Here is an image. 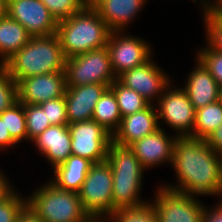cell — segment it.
Segmentation results:
<instances>
[{"label": "cell", "mask_w": 222, "mask_h": 222, "mask_svg": "<svg viewBox=\"0 0 222 222\" xmlns=\"http://www.w3.org/2000/svg\"><path fill=\"white\" fill-rule=\"evenodd\" d=\"M172 167L178 183L162 186L194 197L218 194L221 156L203 139L178 137L174 144Z\"/></svg>", "instance_id": "cell-1"}, {"label": "cell", "mask_w": 222, "mask_h": 222, "mask_svg": "<svg viewBox=\"0 0 222 222\" xmlns=\"http://www.w3.org/2000/svg\"><path fill=\"white\" fill-rule=\"evenodd\" d=\"M110 32L93 6H83L67 19L59 21L56 33L67 59L105 47Z\"/></svg>", "instance_id": "cell-2"}, {"label": "cell", "mask_w": 222, "mask_h": 222, "mask_svg": "<svg viewBox=\"0 0 222 222\" xmlns=\"http://www.w3.org/2000/svg\"><path fill=\"white\" fill-rule=\"evenodd\" d=\"M65 61L57 33L31 37L3 66L17 83L40 74L65 71Z\"/></svg>", "instance_id": "cell-3"}, {"label": "cell", "mask_w": 222, "mask_h": 222, "mask_svg": "<svg viewBox=\"0 0 222 222\" xmlns=\"http://www.w3.org/2000/svg\"><path fill=\"white\" fill-rule=\"evenodd\" d=\"M106 161L110 164L113 175V212L119 208L146 204V200H142L139 195L145 169L133 150L129 146L111 142Z\"/></svg>", "instance_id": "cell-4"}, {"label": "cell", "mask_w": 222, "mask_h": 222, "mask_svg": "<svg viewBox=\"0 0 222 222\" xmlns=\"http://www.w3.org/2000/svg\"><path fill=\"white\" fill-rule=\"evenodd\" d=\"M28 197L27 207L44 222H88L90 219L78 192L60 189L51 181Z\"/></svg>", "instance_id": "cell-5"}, {"label": "cell", "mask_w": 222, "mask_h": 222, "mask_svg": "<svg viewBox=\"0 0 222 222\" xmlns=\"http://www.w3.org/2000/svg\"><path fill=\"white\" fill-rule=\"evenodd\" d=\"M64 72L66 87L95 83L110 86L117 79L106 46L67 58Z\"/></svg>", "instance_id": "cell-6"}, {"label": "cell", "mask_w": 222, "mask_h": 222, "mask_svg": "<svg viewBox=\"0 0 222 222\" xmlns=\"http://www.w3.org/2000/svg\"><path fill=\"white\" fill-rule=\"evenodd\" d=\"M113 175L107 161L94 163L78 192L81 205L90 218L109 217L113 213Z\"/></svg>", "instance_id": "cell-7"}, {"label": "cell", "mask_w": 222, "mask_h": 222, "mask_svg": "<svg viewBox=\"0 0 222 222\" xmlns=\"http://www.w3.org/2000/svg\"><path fill=\"white\" fill-rule=\"evenodd\" d=\"M157 101L158 120L162 119L173 128L177 137L193 138L196 109L185 91L180 87L172 89L170 84Z\"/></svg>", "instance_id": "cell-8"}, {"label": "cell", "mask_w": 222, "mask_h": 222, "mask_svg": "<svg viewBox=\"0 0 222 222\" xmlns=\"http://www.w3.org/2000/svg\"><path fill=\"white\" fill-rule=\"evenodd\" d=\"M152 205L159 222H203L205 206L196 197L159 186ZM196 198V199H195Z\"/></svg>", "instance_id": "cell-9"}, {"label": "cell", "mask_w": 222, "mask_h": 222, "mask_svg": "<svg viewBox=\"0 0 222 222\" xmlns=\"http://www.w3.org/2000/svg\"><path fill=\"white\" fill-rule=\"evenodd\" d=\"M71 136L72 155L80 156L93 163L107 160L112 134L95 120L68 124Z\"/></svg>", "instance_id": "cell-10"}, {"label": "cell", "mask_w": 222, "mask_h": 222, "mask_svg": "<svg viewBox=\"0 0 222 222\" xmlns=\"http://www.w3.org/2000/svg\"><path fill=\"white\" fill-rule=\"evenodd\" d=\"M124 35L122 31H111L107 49L110 55L111 66L118 77L126 70L140 66L152 58L150 43L143 38Z\"/></svg>", "instance_id": "cell-11"}, {"label": "cell", "mask_w": 222, "mask_h": 222, "mask_svg": "<svg viewBox=\"0 0 222 222\" xmlns=\"http://www.w3.org/2000/svg\"><path fill=\"white\" fill-rule=\"evenodd\" d=\"M7 15L25 27L31 37L57 32V20L41 0H7Z\"/></svg>", "instance_id": "cell-12"}, {"label": "cell", "mask_w": 222, "mask_h": 222, "mask_svg": "<svg viewBox=\"0 0 222 222\" xmlns=\"http://www.w3.org/2000/svg\"><path fill=\"white\" fill-rule=\"evenodd\" d=\"M152 60L150 58L144 64L126 70L117 77L123 85L136 91L150 104L153 103V99L159 100L165 89L172 83L167 73Z\"/></svg>", "instance_id": "cell-13"}, {"label": "cell", "mask_w": 222, "mask_h": 222, "mask_svg": "<svg viewBox=\"0 0 222 222\" xmlns=\"http://www.w3.org/2000/svg\"><path fill=\"white\" fill-rule=\"evenodd\" d=\"M65 89V72L34 75L17 82L18 101L23 104L38 105L62 97Z\"/></svg>", "instance_id": "cell-14"}, {"label": "cell", "mask_w": 222, "mask_h": 222, "mask_svg": "<svg viewBox=\"0 0 222 222\" xmlns=\"http://www.w3.org/2000/svg\"><path fill=\"white\" fill-rule=\"evenodd\" d=\"M177 138L176 135L168 137L160 127L155 132L135 141L129 147L146 170L162 163L172 164L174 144Z\"/></svg>", "instance_id": "cell-15"}, {"label": "cell", "mask_w": 222, "mask_h": 222, "mask_svg": "<svg viewBox=\"0 0 222 222\" xmlns=\"http://www.w3.org/2000/svg\"><path fill=\"white\" fill-rule=\"evenodd\" d=\"M107 84H86L66 87L64 98L68 124L92 119L93 110Z\"/></svg>", "instance_id": "cell-16"}, {"label": "cell", "mask_w": 222, "mask_h": 222, "mask_svg": "<svg viewBox=\"0 0 222 222\" xmlns=\"http://www.w3.org/2000/svg\"><path fill=\"white\" fill-rule=\"evenodd\" d=\"M157 107L150 104L142 111L122 117L118 129L112 135V142L121 146H130L158 130L159 125Z\"/></svg>", "instance_id": "cell-17"}, {"label": "cell", "mask_w": 222, "mask_h": 222, "mask_svg": "<svg viewBox=\"0 0 222 222\" xmlns=\"http://www.w3.org/2000/svg\"><path fill=\"white\" fill-rule=\"evenodd\" d=\"M39 152L46 157L53 169L72 155L68 125H50L32 140Z\"/></svg>", "instance_id": "cell-18"}, {"label": "cell", "mask_w": 222, "mask_h": 222, "mask_svg": "<svg viewBox=\"0 0 222 222\" xmlns=\"http://www.w3.org/2000/svg\"><path fill=\"white\" fill-rule=\"evenodd\" d=\"M195 68L189 73L182 88L197 110L219 100L220 87L210 71L196 58Z\"/></svg>", "instance_id": "cell-19"}, {"label": "cell", "mask_w": 222, "mask_h": 222, "mask_svg": "<svg viewBox=\"0 0 222 222\" xmlns=\"http://www.w3.org/2000/svg\"><path fill=\"white\" fill-rule=\"evenodd\" d=\"M147 0H95L93 7L111 31H125Z\"/></svg>", "instance_id": "cell-20"}, {"label": "cell", "mask_w": 222, "mask_h": 222, "mask_svg": "<svg viewBox=\"0 0 222 222\" xmlns=\"http://www.w3.org/2000/svg\"><path fill=\"white\" fill-rule=\"evenodd\" d=\"M93 164L86 158L70 155L65 162L54 168L55 177L50 181L60 189L79 192Z\"/></svg>", "instance_id": "cell-21"}, {"label": "cell", "mask_w": 222, "mask_h": 222, "mask_svg": "<svg viewBox=\"0 0 222 222\" xmlns=\"http://www.w3.org/2000/svg\"><path fill=\"white\" fill-rule=\"evenodd\" d=\"M31 36L25 27L8 15L0 19V65L23 48Z\"/></svg>", "instance_id": "cell-22"}, {"label": "cell", "mask_w": 222, "mask_h": 222, "mask_svg": "<svg viewBox=\"0 0 222 222\" xmlns=\"http://www.w3.org/2000/svg\"><path fill=\"white\" fill-rule=\"evenodd\" d=\"M122 117L114 92L108 87L96 103L92 120L112 135L118 129Z\"/></svg>", "instance_id": "cell-23"}, {"label": "cell", "mask_w": 222, "mask_h": 222, "mask_svg": "<svg viewBox=\"0 0 222 222\" xmlns=\"http://www.w3.org/2000/svg\"><path fill=\"white\" fill-rule=\"evenodd\" d=\"M222 123V103L220 100L196 110L193 138L205 139Z\"/></svg>", "instance_id": "cell-24"}, {"label": "cell", "mask_w": 222, "mask_h": 222, "mask_svg": "<svg viewBox=\"0 0 222 222\" xmlns=\"http://www.w3.org/2000/svg\"><path fill=\"white\" fill-rule=\"evenodd\" d=\"M109 88L114 92L121 117L142 111L150 105L145 98L123 85L118 79Z\"/></svg>", "instance_id": "cell-25"}, {"label": "cell", "mask_w": 222, "mask_h": 222, "mask_svg": "<svg viewBox=\"0 0 222 222\" xmlns=\"http://www.w3.org/2000/svg\"><path fill=\"white\" fill-rule=\"evenodd\" d=\"M202 0L204 25L206 31L205 36L207 38V45L222 53V14L211 4L212 1Z\"/></svg>", "instance_id": "cell-26"}, {"label": "cell", "mask_w": 222, "mask_h": 222, "mask_svg": "<svg viewBox=\"0 0 222 222\" xmlns=\"http://www.w3.org/2000/svg\"><path fill=\"white\" fill-rule=\"evenodd\" d=\"M0 118L5 121L6 129H8L10 136L17 144L22 140H28L23 103L17 101L0 113Z\"/></svg>", "instance_id": "cell-27"}, {"label": "cell", "mask_w": 222, "mask_h": 222, "mask_svg": "<svg viewBox=\"0 0 222 222\" xmlns=\"http://www.w3.org/2000/svg\"><path fill=\"white\" fill-rule=\"evenodd\" d=\"M149 202L138 207L116 209L109 218L112 222H159L155 208Z\"/></svg>", "instance_id": "cell-28"}, {"label": "cell", "mask_w": 222, "mask_h": 222, "mask_svg": "<svg viewBox=\"0 0 222 222\" xmlns=\"http://www.w3.org/2000/svg\"><path fill=\"white\" fill-rule=\"evenodd\" d=\"M28 140L32 141L51 124L45 111L38 105L24 104Z\"/></svg>", "instance_id": "cell-29"}, {"label": "cell", "mask_w": 222, "mask_h": 222, "mask_svg": "<svg viewBox=\"0 0 222 222\" xmlns=\"http://www.w3.org/2000/svg\"><path fill=\"white\" fill-rule=\"evenodd\" d=\"M17 101V83L9 75L8 70L0 65V113Z\"/></svg>", "instance_id": "cell-30"}, {"label": "cell", "mask_w": 222, "mask_h": 222, "mask_svg": "<svg viewBox=\"0 0 222 222\" xmlns=\"http://www.w3.org/2000/svg\"><path fill=\"white\" fill-rule=\"evenodd\" d=\"M15 190L4 201L0 202V222H16L19 215L27 207L25 197Z\"/></svg>", "instance_id": "cell-31"}, {"label": "cell", "mask_w": 222, "mask_h": 222, "mask_svg": "<svg viewBox=\"0 0 222 222\" xmlns=\"http://www.w3.org/2000/svg\"><path fill=\"white\" fill-rule=\"evenodd\" d=\"M196 58L210 71V74L214 77L219 87H222V53L206 45L205 48L199 49Z\"/></svg>", "instance_id": "cell-32"}, {"label": "cell", "mask_w": 222, "mask_h": 222, "mask_svg": "<svg viewBox=\"0 0 222 222\" xmlns=\"http://www.w3.org/2000/svg\"><path fill=\"white\" fill-rule=\"evenodd\" d=\"M57 22L78 12L83 5L78 0H41Z\"/></svg>", "instance_id": "cell-33"}, {"label": "cell", "mask_w": 222, "mask_h": 222, "mask_svg": "<svg viewBox=\"0 0 222 222\" xmlns=\"http://www.w3.org/2000/svg\"><path fill=\"white\" fill-rule=\"evenodd\" d=\"M51 125H68L64 95L39 104Z\"/></svg>", "instance_id": "cell-34"}, {"label": "cell", "mask_w": 222, "mask_h": 222, "mask_svg": "<svg viewBox=\"0 0 222 222\" xmlns=\"http://www.w3.org/2000/svg\"><path fill=\"white\" fill-rule=\"evenodd\" d=\"M204 141L209 145V147L217 152L220 156L222 155V123L209 134Z\"/></svg>", "instance_id": "cell-35"}, {"label": "cell", "mask_w": 222, "mask_h": 222, "mask_svg": "<svg viewBox=\"0 0 222 222\" xmlns=\"http://www.w3.org/2000/svg\"><path fill=\"white\" fill-rule=\"evenodd\" d=\"M213 206V209H208L205 207L203 222H222V203Z\"/></svg>", "instance_id": "cell-36"}, {"label": "cell", "mask_w": 222, "mask_h": 222, "mask_svg": "<svg viewBox=\"0 0 222 222\" xmlns=\"http://www.w3.org/2000/svg\"><path fill=\"white\" fill-rule=\"evenodd\" d=\"M15 144L17 143L10 136L8 129H6L5 121L0 118V150H5L6 148H10V146L12 147Z\"/></svg>", "instance_id": "cell-37"}, {"label": "cell", "mask_w": 222, "mask_h": 222, "mask_svg": "<svg viewBox=\"0 0 222 222\" xmlns=\"http://www.w3.org/2000/svg\"><path fill=\"white\" fill-rule=\"evenodd\" d=\"M6 175L0 171V202L4 201L7 197H9L15 190L13 186L9 183V180Z\"/></svg>", "instance_id": "cell-38"}, {"label": "cell", "mask_w": 222, "mask_h": 222, "mask_svg": "<svg viewBox=\"0 0 222 222\" xmlns=\"http://www.w3.org/2000/svg\"><path fill=\"white\" fill-rule=\"evenodd\" d=\"M16 222H44L29 207H26L19 215Z\"/></svg>", "instance_id": "cell-39"}, {"label": "cell", "mask_w": 222, "mask_h": 222, "mask_svg": "<svg viewBox=\"0 0 222 222\" xmlns=\"http://www.w3.org/2000/svg\"><path fill=\"white\" fill-rule=\"evenodd\" d=\"M7 15V0H0V19Z\"/></svg>", "instance_id": "cell-40"}, {"label": "cell", "mask_w": 222, "mask_h": 222, "mask_svg": "<svg viewBox=\"0 0 222 222\" xmlns=\"http://www.w3.org/2000/svg\"><path fill=\"white\" fill-rule=\"evenodd\" d=\"M217 195L222 197V155H221V168H220L219 192H218ZM220 200H221V203H222V199H220Z\"/></svg>", "instance_id": "cell-41"}, {"label": "cell", "mask_w": 222, "mask_h": 222, "mask_svg": "<svg viewBox=\"0 0 222 222\" xmlns=\"http://www.w3.org/2000/svg\"><path fill=\"white\" fill-rule=\"evenodd\" d=\"M107 219V220H106ZM88 222H112L109 217H100V218H90Z\"/></svg>", "instance_id": "cell-42"}, {"label": "cell", "mask_w": 222, "mask_h": 222, "mask_svg": "<svg viewBox=\"0 0 222 222\" xmlns=\"http://www.w3.org/2000/svg\"><path fill=\"white\" fill-rule=\"evenodd\" d=\"M213 2L211 4L222 14V0H213Z\"/></svg>", "instance_id": "cell-43"}, {"label": "cell", "mask_w": 222, "mask_h": 222, "mask_svg": "<svg viewBox=\"0 0 222 222\" xmlns=\"http://www.w3.org/2000/svg\"><path fill=\"white\" fill-rule=\"evenodd\" d=\"M83 6H93L95 0H78Z\"/></svg>", "instance_id": "cell-44"}, {"label": "cell", "mask_w": 222, "mask_h": 222, "mask_svg": "<svg viewBox=\"0 0 222 222\" xmlns=\"http://www.w3.org/2000/svg\"><path fill=\"white\" fill-rule=\"evenodd\" d=\"M219 100H220V101H221V103H222V87H220Z\"/></svg>", "instance_id": "cell-45"}]
</instances>
